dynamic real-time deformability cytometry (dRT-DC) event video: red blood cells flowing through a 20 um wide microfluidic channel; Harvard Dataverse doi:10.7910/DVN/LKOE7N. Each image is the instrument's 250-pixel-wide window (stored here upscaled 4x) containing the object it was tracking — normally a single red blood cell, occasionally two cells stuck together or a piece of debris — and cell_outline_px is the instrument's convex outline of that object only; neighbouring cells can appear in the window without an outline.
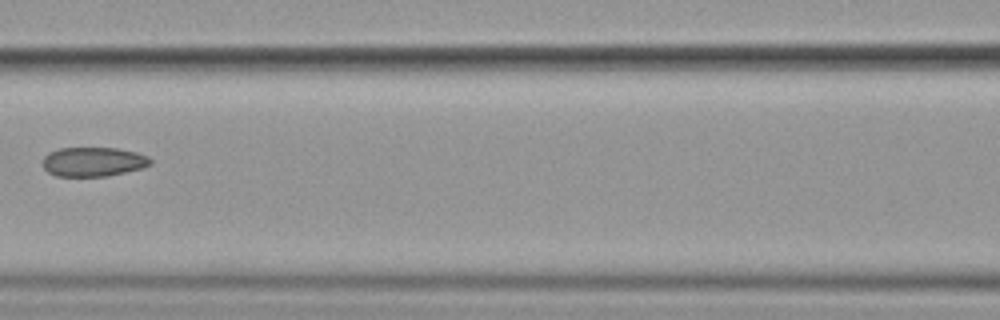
{"species": "common noctule bat (a hibernating species)", "species_latin": "Nyctalus noctula", "temperature_condition": "cold", "stored_images_in_passage": 8, "camera_frame_rate_fps": 3000, "um_per_image_px": 0.085, "animal": {"sex": "female", "body_mass_g": 19.9}, "frame": {"image": 1, "passage_image": 8, "time_ms": 8.333, "image_size_px": [1000, 320], "cell_outline_px": [[152, 164], [144, 168], [108, 176], [56, 176], [48, 172], [44, 168], [44, 156], [48, 152], [60, 148], [116, 148], [136, 152], [148, 156], [152, 160]], "centroid_in_image_um": [7.96, 13.75], "position_along_channel_um": 158.6, "area_um2": 18.5}}